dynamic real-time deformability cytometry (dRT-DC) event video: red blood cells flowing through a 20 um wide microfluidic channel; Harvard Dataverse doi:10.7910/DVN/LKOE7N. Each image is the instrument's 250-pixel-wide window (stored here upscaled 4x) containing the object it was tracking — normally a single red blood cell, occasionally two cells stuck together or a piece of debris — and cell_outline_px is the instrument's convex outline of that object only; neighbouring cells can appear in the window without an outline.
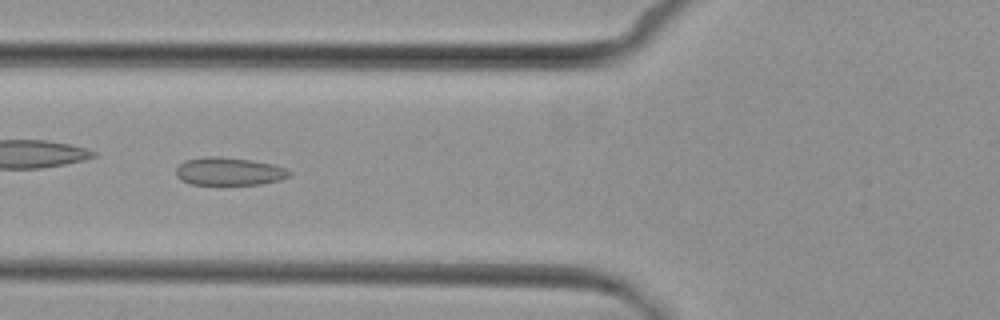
{"species": "common noctule bat (a hibernating species)", "species_latin": "Nyctalus noctula", "temperature_condition": "cold", "stored_images_in_passage": 7, "camera_frame_rate_fps": 3000, "um_per_image_px": 0.085, "animal": {"sex": "female", "body_mass_g": 29.2, "forearm_length_mm": 56.3}, "frame": {"image": 1, "passage_image": 5, "time_ms": 5.667, "image_size_px": [1000, 320], "cell_outline_px": [[292, 172], [288, 176], [280, 180], [260, 184], [192, 184], [180, 180], [176, 176], [176, 168], [184, 160], [204, 156], [212, 156], [252, 160], [272, 164], [284, 168]], "centroid_in_image_um": [19.43, 14.56], "position_along_channel_um": 106.4, "area_um2": 18.32}}
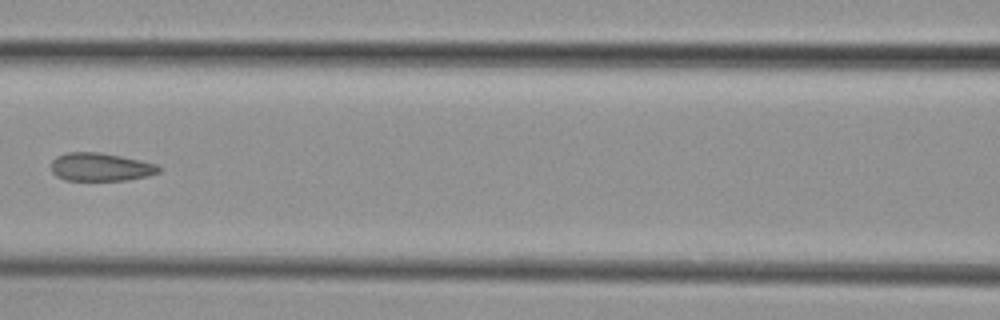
{"frame": {"image": 2, "passage_image": 6, "time_ms": 7.0, "image_size_px": [1000, 320], "cell_outline_px": [[160, 172], [148, 176], [128, 180], [64, 180], [56, 176], [52, 172], [52, 160], [56, 156], [68, 152], [100, 152], [140, 160], [156, 164], [160, 168]], "centroid_in_image_um": [8.54, 14.19], "position_along_channel_um": 158.1, "area_um2": 17.69}}
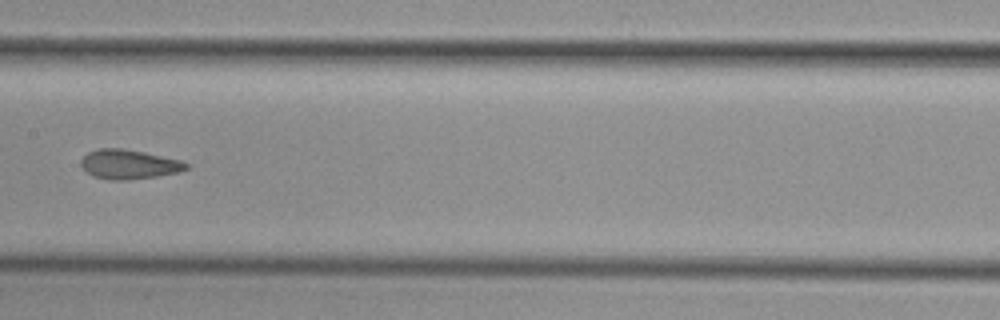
{"frame": {"image": 3, "passage_image": 7, "time_ms": 8.0, "image_size_px": [1000, 320], "cell_outline_px": [[188, 168], [180, 172], [156, 176], [128, 180], [108, 180], [92, 176], [80, 164], [80, 160], [88, 152], [100, 148], [120, 148], [144, 152], [180, 160], [188, 164]], "centroid_in_image_um": [10.94, 13.97], "position_along_channel_um": 196.5, "area_um2": 17.98}}